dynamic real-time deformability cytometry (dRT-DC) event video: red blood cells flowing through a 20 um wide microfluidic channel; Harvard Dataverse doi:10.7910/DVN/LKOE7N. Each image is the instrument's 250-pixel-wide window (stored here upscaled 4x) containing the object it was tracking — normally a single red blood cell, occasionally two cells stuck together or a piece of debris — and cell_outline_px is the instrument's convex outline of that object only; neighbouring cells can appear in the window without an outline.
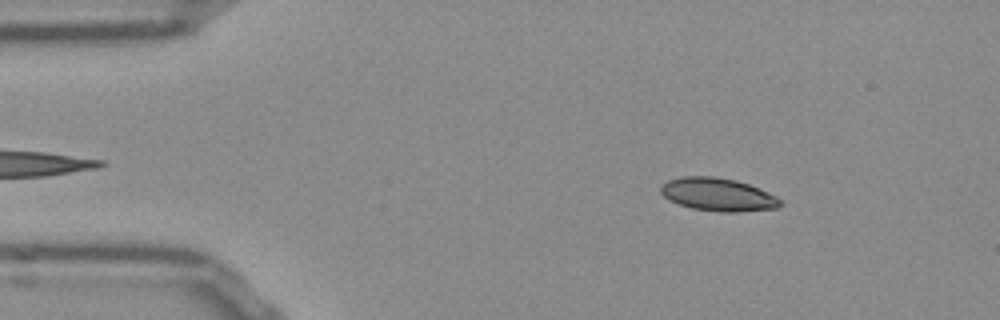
{"species": "Egyptian fruit bat (a non-hibernating species)", "species_latin": "Rousettus aegyptiacus", "temperature_condition": "room temperature", "stored_images_in_passage": 14, "camera_frame_rate_fps": 3000, "um_per_image_px": 0.085, "frame": {"image": 1, "passage_image": 7, "time_ms": 2.0, "image_size_px": [1000, 320], "cell_outline_px": [[780, 204], [776, 208], [736, 212], [720, 212], [692, 208], [680, 204], [664, 196], [660, 192], [660, 188], [668, 180], [680, 176], [712, 176], [736, 180], [748, 184], [776, 196], [780, 200]], "centroid_in_image_um": [61.0, 16.53], "position_along_channel_um": 24.0, "area_um2": 22.66}}